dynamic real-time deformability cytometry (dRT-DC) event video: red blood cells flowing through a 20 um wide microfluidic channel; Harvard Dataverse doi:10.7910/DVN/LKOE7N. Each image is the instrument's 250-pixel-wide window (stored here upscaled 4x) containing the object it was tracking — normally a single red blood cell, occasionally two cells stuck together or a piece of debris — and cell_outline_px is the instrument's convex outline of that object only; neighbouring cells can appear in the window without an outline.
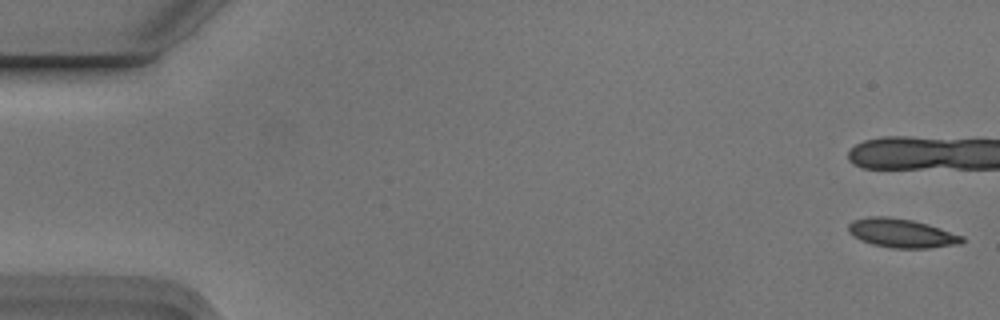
{"species": "Egyptian fruit bat (a non-hibernating species)", "species_latin": "Rousettus aegyptiacus", "temperature_condition": "cold", "stored_images_in_passage": 7, "camera_frame_rate_fps": 3000, "um_per_image_px": 0.085, "animal": {"sex": "male"}, "frame": {"image": 1, "passage_image": 1, "time_ms": 0.0, "image_size_px": [1000, 320], "cell_outline_px": [[964, 240], [960, 244], [928, 248], [892, 248], [872, 244], [860, 240], [852, 236], [848, 232], [848, 224], [852, 220], [868, 216], [888, 216], [912, 220], [928, 224], [964, 236]], "centroid_in_image_um": [76.6, 19.81], "position_along_channel_um": 8.4, "area_um2": 19.31}}
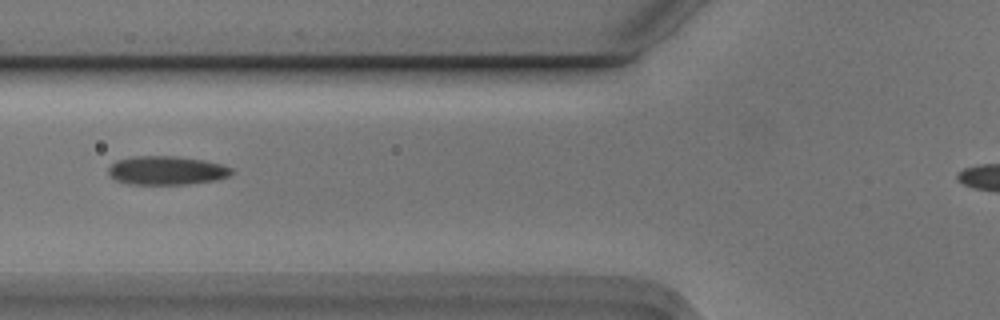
{"frame": {"image": 2, "passage_image": 7, "time_ms": 2.0, "image_size_px": [1000, 320], "cell_outline_px": [[232, 172], [228, 176], [216, 180], [188, 184], [128, 184], [116, 180], [108, 172], [108, 168], [116, 160], [132, 156], [172, 156], [204, 160], [220, 164], [232, 168]], "centroid_in_image_um": [14.14, 14.49], "position_along_channel_um": 111.7, "area_um2": 20.52}}